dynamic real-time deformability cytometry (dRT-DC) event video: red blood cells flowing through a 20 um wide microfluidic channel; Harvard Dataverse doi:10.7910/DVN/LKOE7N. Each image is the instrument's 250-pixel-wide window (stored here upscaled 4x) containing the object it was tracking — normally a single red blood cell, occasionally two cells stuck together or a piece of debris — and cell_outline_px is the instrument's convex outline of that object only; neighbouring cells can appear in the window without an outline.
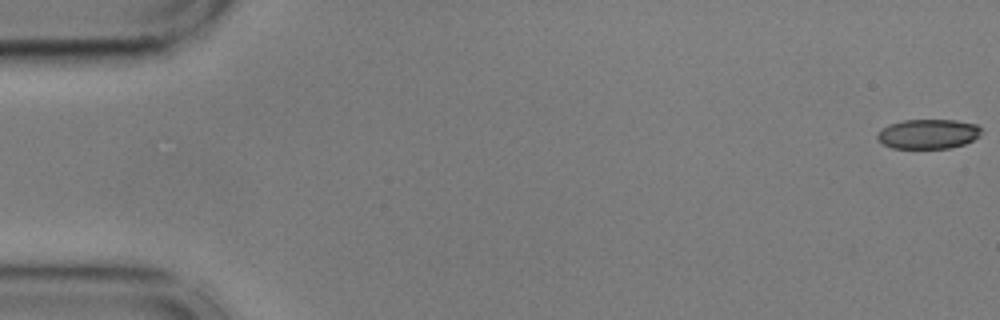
{"species": "common noctule bat (a hibernating species)", "species_latin": "Nyctalus noctula", "temperature_condition": "cold", "stored_images_in_passage": 56, "camera_frame_rate_fps": 3000, "um_per_image_px": 0.085, "animal": {"sex": "male", "body_mass_g": 17.9, "forearm_length_mm": 54.2}, "frame": {"image": 1, "passage_image": 1, "time_ms": 0.0, "image_size_px": [1000, 320], "cell_outline_px": [[980, 136], [964, 144], [948, 148], [892, 148], [876, 140], [876, 136], [888, 124], [904, 120], [956, 120], [976, 124], [980, 128]], "centroid_in_image_um": [78.88, 11.38], "position_along_channel_um": 6.1, "area_um2": 17.86}}
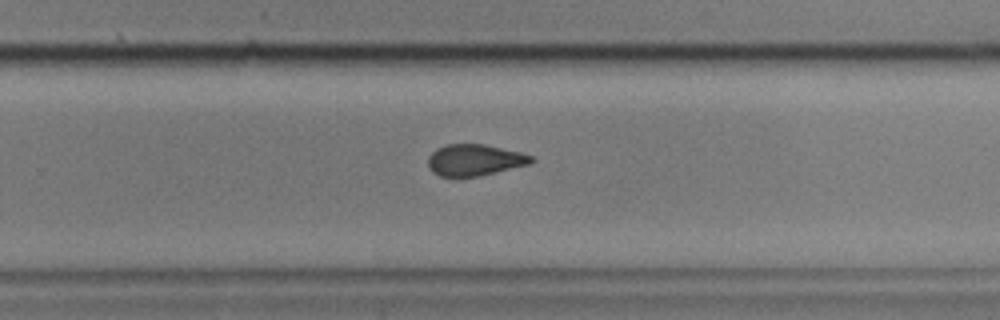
{"frame": {"image": 2, "passage_image": 36, "time_ms": 11.667, "image_size_px": [1000, 320], "cell_outline_px": [[536, 160], [528, 164], [476, 176], [440, 176], [432, 172], [428, 168], [428, 156], [436, 148], [448, 144], [484, 144], [520, 152], [532, 156]], "centroid_in_image_um": [40.3, 13.58], "position_along_channel_um": 289.5, "area_um2": 18.67}}
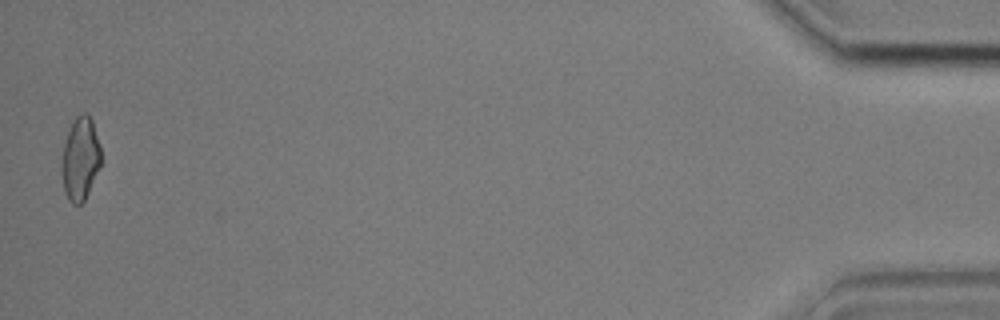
{"frame": {"image": 3, "passage_image": 55, "time_ms": 18.0, "image_size_px": [1000, 320], "cell_outline_px": [[100, 168], [84, 200], [80, 204], [72, 204], [68, 200], [64, 192], [60, 164], [64, 144], [68, 128], [76, 116], [80, 112], [88, 112], [92, 120], [100, 148]], "centroid_in_image_um": [6.8, 13.47], "position_along_channel_um": 428.4, "area_um2": 19.25}, "authors_computed_cell_mechanics": {"area_um2": 19.4208, "velocity_mm_per_s": 3.6355, "shape_relaxation_time_tau1_ms": null, "shape_relaxation_time_tau2_ms": 2.4115, "deformation_change_tau1": null, "deformation_change_tau2": 0.0741}}